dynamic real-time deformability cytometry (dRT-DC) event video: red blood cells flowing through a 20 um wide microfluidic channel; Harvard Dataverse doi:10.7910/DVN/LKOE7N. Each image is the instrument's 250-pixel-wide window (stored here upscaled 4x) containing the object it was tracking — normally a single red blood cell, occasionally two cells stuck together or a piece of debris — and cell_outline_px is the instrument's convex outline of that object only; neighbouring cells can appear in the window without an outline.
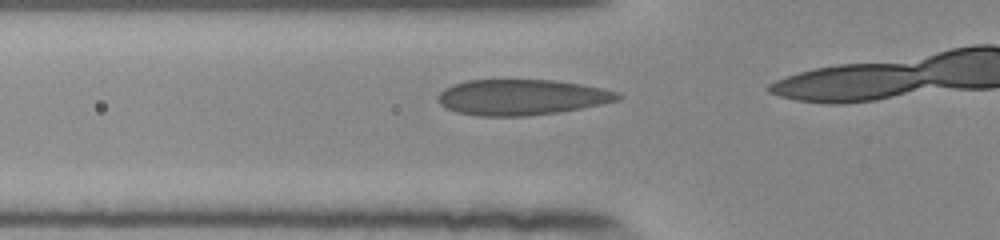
{"species": "human", "species_latin": "Homo sapiens", "temperature_condition": "room temperature", "stored_images_in_passage": 12, "camera_frame_rate_fps": 3000, "um_per_image_px": 0.085, "donor": {"sex": "female"}, "frame": {"image": 1, "passage_image": 10, "time_ms": 3.0, "image_size_px": [1000, 240], "cell_outline_px": [[624, 96], [620, 100], [560, 112], [528, 116], [480, 116], [456, 112], [440, 104], [436, 96], [444, 88], [452, 84], [468, 80], [552, 80], [580, 84], [600, 88], [616, 92]], "centroid_in_image_um": [44.31, 8.27], "position_along_channel_um": 81.5, "area_um2": 37.34}}